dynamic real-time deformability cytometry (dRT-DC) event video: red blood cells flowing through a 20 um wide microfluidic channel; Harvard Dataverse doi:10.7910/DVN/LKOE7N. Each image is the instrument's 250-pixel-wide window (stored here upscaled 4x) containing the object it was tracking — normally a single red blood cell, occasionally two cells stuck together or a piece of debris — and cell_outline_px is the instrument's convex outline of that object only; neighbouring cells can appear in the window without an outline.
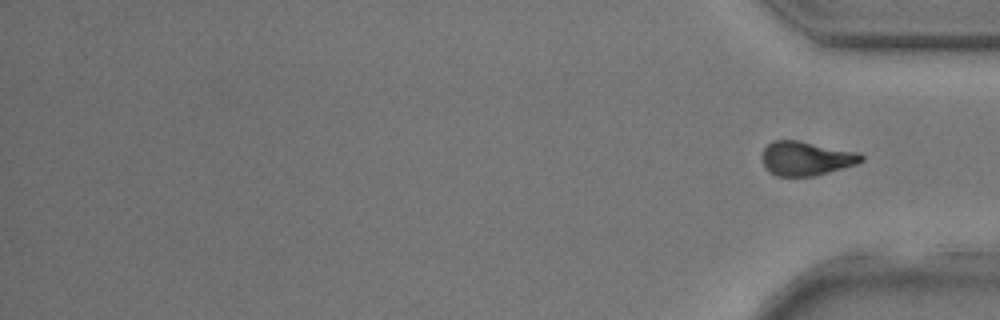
{"species": "common noctule bat (a hibernating species)", "species_latin": "Nyctalus noctula", "temperature_condition": "room temperature", "stored_images_in_passage": 34, "segment_of_instrument_passage": [2, 2], "camera_frame_rate_fps": 3000, "um_per_image_px": 0.085, "animal": {"sex": "male", "body_mass_g": 17.9, "forearm_length_mm": 54.2}, "frame": {"image": 1, "passage_image": 34, "time_ms": 11.0, "image_size_px": [1000, 320], "cell_outline_px": [[864, 160], [856, 164], [844, 168], [816, 176], [776, 176], [768, 172], [764, 168], [764, 148], [772, 140], [800, 140], [860, 152], [864, 156]], "centroid_in_image_um": [68.56, 13.46], "position_along_channel_um": 366.6, "area_um2": 20.0}}